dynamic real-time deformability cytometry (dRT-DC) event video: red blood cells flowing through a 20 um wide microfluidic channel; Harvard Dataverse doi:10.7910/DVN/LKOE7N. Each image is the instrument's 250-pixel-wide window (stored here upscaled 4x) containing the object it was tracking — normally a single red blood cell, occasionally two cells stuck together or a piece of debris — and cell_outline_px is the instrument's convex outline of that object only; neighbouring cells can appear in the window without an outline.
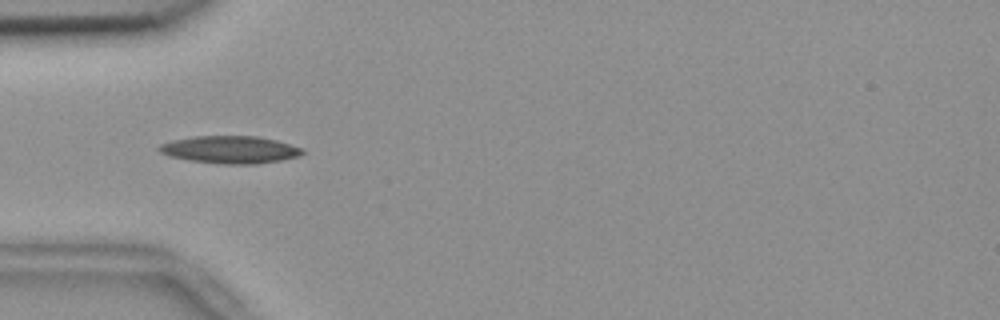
{"species": "common noctule bat (a hibernating species)", "species_latin": "Nyctalus noctula", "temperature_condition": "room temperature", "stored_images_in_passage": 55, "camera_frame_rate_fps": 3000, "um_per_image_px": 0.085, "animal": {"sex": "female", "body_mass_g": 18.4}, "frame": {"image": 1, "passage_image": 17, "time_ms": 5.333, "image_size_px": [1000, 320], "cell_outline_px": [[304, 152], [300, 156], [280, 160], [256, 164], [224, 164], [192, 160], [172, 156], [160, 152], [156, 148], [160, 144], [172, 140], [196, 136], [260, 136], [276, 140], [304, 148]], "centroid_in_image_um": [19.6, 12.71], "position_along_channel_um": 65.4, "area_um2": 22.83}}
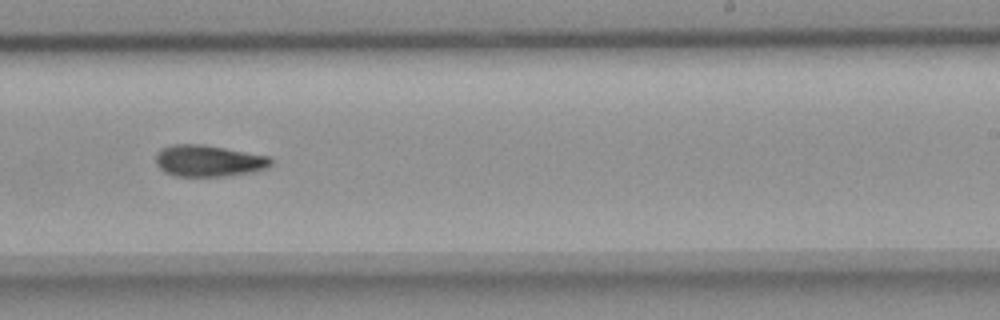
{"frame": {"image": 2, "passage_image": 34, "time_ms": 11.0, "image_size_px": [1000, 320], "cell_outline_px": [[272, 164], [268, 168], [252, 172], [224, 176], [176, 176], [164, 172], [156, 164], [156, 152], [160, 148], [172, 144], [204, 144], [268, 156], [272, 160]], "centroid_in_image_um": [17.7, 13.66], "position_along_channel_um": 271.3, "area_um2": 21.27}}
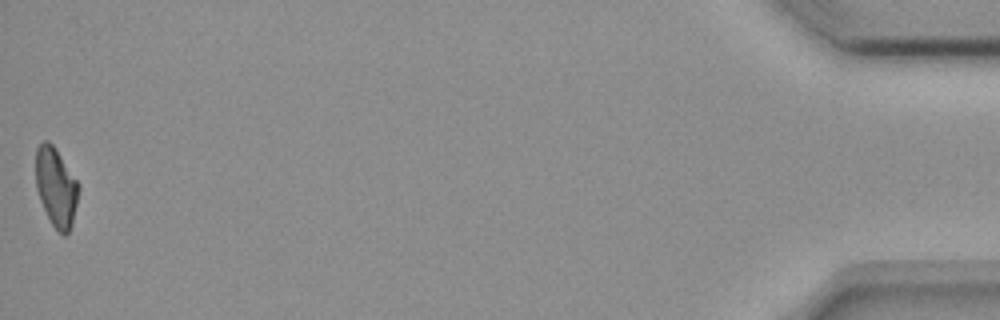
{"frame": {"image": 3, "passage_image": 55, "time_ms": 18.0, "image_size_px": [1000, 320], "cell_outline_px": [[80, 188], [72, 224], [68, 232], [64, 236], [52, 224], [40, 200], [36, 188], [36, 148], [44, 140], [48, 140], [56, 148], [80, 184]], "centroid_in_image_um": [4.78, 15.87], "position_along_channel_um": 430.4, "area_um2": 19.71}, "authors_computed_cell_mechanics": {"area_um2": 20.7502, "velocity_mm_per_s": 3.6554, "shape_relaxation_time_tau1_ms": 5.5173, "shape_relaxation_time_tau2_ms": null, "deformation_change_tau1": 0.1744, "deformation_change_tau2": null}}